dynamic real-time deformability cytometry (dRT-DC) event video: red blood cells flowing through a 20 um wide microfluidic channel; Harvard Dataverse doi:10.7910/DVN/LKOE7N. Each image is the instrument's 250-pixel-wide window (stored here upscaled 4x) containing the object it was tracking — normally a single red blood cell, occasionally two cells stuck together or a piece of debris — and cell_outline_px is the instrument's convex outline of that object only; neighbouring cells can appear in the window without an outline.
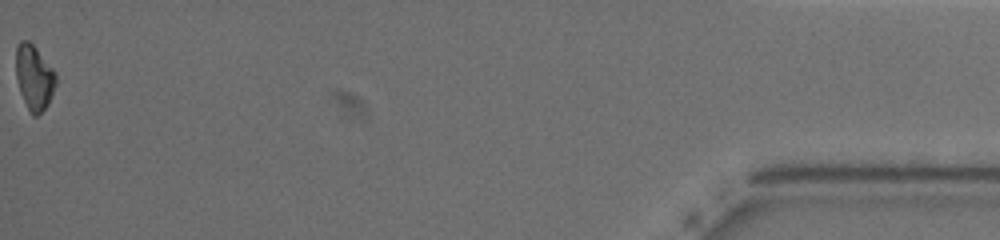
{"species": "common noctule bat (a hibernating species)", "species_latin": "Nyctalus noctula", "temperature_condition": "warm", "stored_images_in_passage": 41, "segment_of_instrument_passage": [2, 2], "camera_frame_rate_fps": 3000, "um_per_image_px": 0.085, "animal": {"sex": "female", "body_mass_g": 19.5, "forearm_length_mm": 54.1}, "frame": {"image": 1, "passage_image": 41, "time_ms": 13.333, "image_size_px": [1000, 240], "cell_outline_px": [[56, 84], [52, 96], [48, 104], [36, 116], [32, 116], [20, 92], [16, 76], [16, 48], [20, 40], [28, 40], [36, 48], [52, 68], [56, 76]], "centroid_in_image_um": [2.9, 6.57], "position_along_channel_um": 432.3, "area_um2": 14.91}}